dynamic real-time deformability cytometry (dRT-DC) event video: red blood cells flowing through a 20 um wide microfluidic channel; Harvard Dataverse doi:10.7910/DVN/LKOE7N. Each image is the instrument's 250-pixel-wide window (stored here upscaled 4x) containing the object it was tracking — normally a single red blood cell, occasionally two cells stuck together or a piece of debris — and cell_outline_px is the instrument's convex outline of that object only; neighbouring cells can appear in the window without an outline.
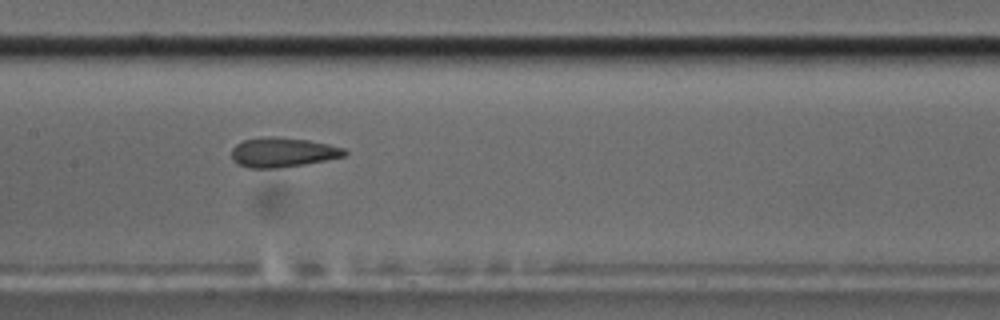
{"species": "common noctule bat (a hibernating species)", "species_latin": "Nyctalus noctula", "temperature_condition": "cold", "stored_images_in_passage": 38, "camera_frame_rate_fps": 3000, "um_per_image_px": 0.085, "animal": {"sex": "male", "body_mass_g": 17.5, "forearm_length_mm": 52.3}, "frame": {"image": 1, "passage_image": 10, "time_ms": 3.0, "image_size_px": [1000, 320], "cell_outline_px": [[344, 156], [300, 164], [268, 168], [252, 168], [240, 164], [232, 156], [232, 148], [244, 140], [304, 140], [324, 144], [340, 148], [344, 152]], "centroid_in_image_um": [23.98, 13.0], "position_along_channel_um": 183.4, "area_um2": 17.4}}
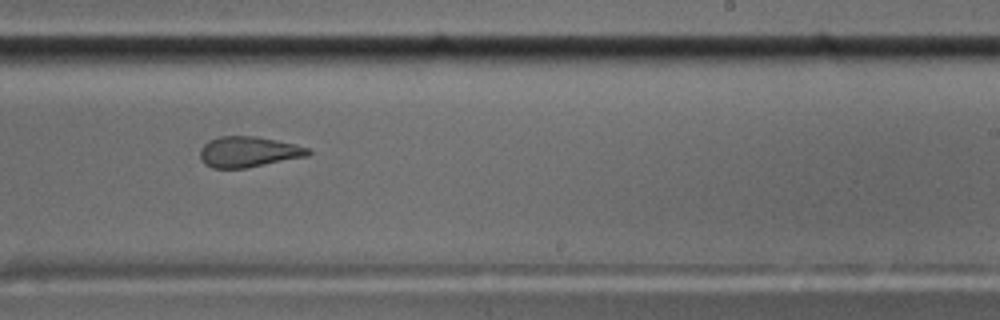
{"frame": {"image": 2, "passage_image": 17, "time_ms": 5.333, "image_size_px": [1000, 320], "cell_outline_px": [[312, 152], [304, 156], [244, 168], [216, 168], [208, 164], [200, 156], [200, 152], [204, 144], [212, 140], [224, 136], [248, 136], [272, 140], [292, 144], [308, 148]], "centroid_in_image_um": [21.1, 12.91], "position_along_channel_um": 267.9, "area_um2": 18.26}}
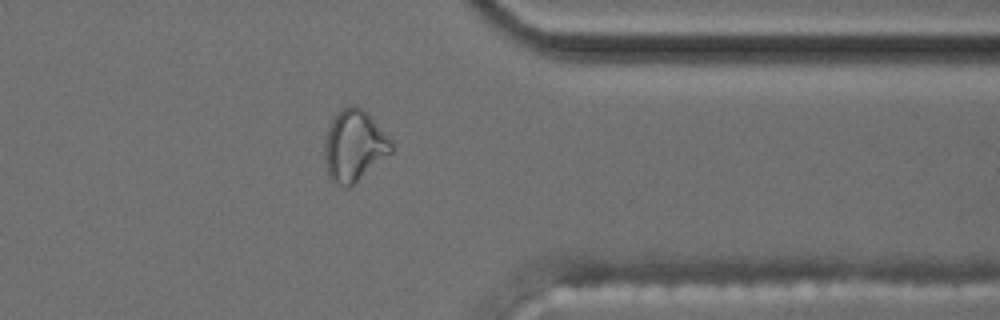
{"frame": {"image": 3, "passage_image": 27, "time_ms": 8.667, "image_size_px": [1000, 320], "cell_outline_px": [[392, 152], [352, 184], [348, 184], [336, 176], [328, 168], [328, 136], [332, 124], [336, 116], [340, 112], [348, 108], [356, 108], [372, 124], [392, 148]], "centroid_in_image_um": [30.14, 12.42], "position_along_channel_um": 381.3, "area_um2": 23.24}}